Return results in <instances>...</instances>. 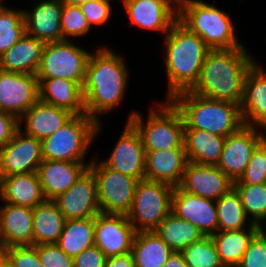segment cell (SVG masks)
<instances>
[{
    "label": "cell",
    "instance_id": "cell-33",
    "mask_svg": "<svg viewBox=\"0 0 266 267\" xmlns=\"http://www.w3.org/2000/svg\"><path fill=\"white\" fill-rule=\"evenodd\" d=\"M95 217L66 220L56 243L68 256L74 258L79 253L94 246Z\"/></svg>",
    "mask_w": 266,
    "mask_h": 267
},
{
    "label": "cell",
    "instance_id": "cell-18",
    "mask_svg": "<svg viewBox=\"0 0 266 267\" xmlns=\"http://www.w3.org/2000/svg\"><path fill=\"white\" fill-rule=\"evenodd\" d=\"M178 187L189 194L215 201L233 187V181L218 166L187 162Z\"/></svg>",
    "mask_w": 266,
    "mask_h": 267
},
{
    "label": "cell",
    "instance_id": "cell-35",
    "mask_svg": "<svg viewBox=\"0 0 266 267\" xmlns=\"http://www.w3.org/2000/svg\"><path fill=\"white\" fill-rule=\"evenodd\" d=\"M218 231L245 229L247 215L238 192L232 187L226 194L215 200Z\"/></svg>",
    "mask_w": 266,
    "mask_h": 267
},
{
    "label": "cell",
    "instance_id": "cell-28",
    "mask_svg": "<svg viewBox=\"0 0 266 267\" xmlns=\"http://www.w3.org/2000/svg\"><path fill=\"white\" fill-rule=\"evenodd\" d=\"M45 44L26 34L0 57V69L36 75Z\"/></svg>",
    "mask_w": 266,
    "mask_h": 267
},
{
    "label": "cell",
    "instance_id": "cell-34",
    "mask_svg": "<svg viewBox=\"0 0 266 267\" xmlns=\"http://www.w3.org/2000/svg\"><path fill=\"white\" fill-rule=\"evenodd\" d=\"M155 231L176 252H181L190 244L204 237L202 232L191 222L175 216L172 212L164 218Z\"/></svg>",
    "mask_w": 266,
    "mask_h": 267
},
{
    "label": "cell",
    "instance_id": "cell-50",
    "mask_svg": "<svg viewBox=\"0 0 266 267\" xmlns=\"http://www.w3.org/2000/svg\"><path fill=\"white\" fill-rule=\"evenodd\" d=\"M262 129L264 130V133L262 131V141L266 144V127Z\"/></svg>",
    "mask_w": 266,
    "mask_h": 267
},
{
    "label": "cell",
    "instance_id": "cell-20",
    "mask_svg": "<svg viewBox=\"0 0 266 267\" xmlns=\"http://www.w3.org/2000/svg\"><path fill=\"white\" fill-rule=\"evenodd\" d=\"M90 162L43 160L37 174L45 199L54 200L66 192L89 168Z\"/></svg>",
    "mask_w": 266,
    "mask_h": 267
},
{
    "label": "cell",
    "instance_id": "cell-31",
    "mask_svg": "<svg viewBox=\"0 0 266 267\" xmlns=\"http://www.w3.org/2000/svg\"><path fill=\"white\" fill-rule=\"evenodd\" d=\"M66 219L53 200L33 208V245L57 243Z\"/></svg>",
    "mask_w": 266,
    "mask_h": 267
},
{
    "label": "cell",
    "instance_id": "cell-11",
    "mask_svg": "<svg viewBox=\"0 0 266 267\" xmlns=\"http://www.w3.org/2000/svg\"><path fill=\"white\" fill-rule=\"evenodd\" d=\"M42 161L41 141L19 129L0 148V177L35 172Z\"/></svg>",
    "mask_w": 266,
    "mask_h": 267
},
{
    "label": "cell",
    "instance_id": "cell-14",
    "mask_svg": "<svg viewBox=\"0 0 266 267\" xmlns=\"http://www.w3.org/2000/svg\"><path fill=\"white\" fill-rule=\"evenodd\" d=\"M136 230L125 215L95 216L94 245L108 257L131 252Z\"/></svg>",
    "mask_w": 266,
    "mask_h": 267
},
{
    "label": "cell",
    "instance_id": "cell-23",
    "mask_svg": "<svg viewBox=\"0 0 266 267\" xmlns=\"http://www.w3.org/2000/svg\"><path fill=\"white\" fill-rule=\"evenodd\" d=\"M60 0H41L31 11H25L26 34L45 43L62 41Z\"/></svg>",
    "mask_w": 266,
    "mask_h": 267
},
{
    "label": "cell",
    "instance_id": "cell-22",
    "mask_svg": "<svg viewBox=\"0 0 266 267\" xmlns=\"http://www.w3.org/2000/svg\"><path fill=\"white\" fill-rule=\"evenodd\" d=\"M0 245H33V208L6 202L0 207Z\"/></svg>",
    "mask_w": 266,
    "mask_h": 267
},
{
    "label": "cell",
    "instance_id": "cell-48",
    "mask_svg": "<svg viewBox=\"0 0 266 267\" xmlns=\"http://www.w3.org/2000/svg\"><path fill=\"white\" fill-rule=\"evenodd\" d=\"M162 267H188L181 252L174 251Z\"/></svg>",
    "mask_w": 266,
    "mask_h": 267
},
{
    "label": "cell",
    "instance_id": "cell-9",
    "mask_svg": "<svg viewBox=\"0 0 266 267\" xmlns=\"http://www.w3.org/2000/svg\"><path fill=\"white\" fill-rule=\"evenodd\" d=\"M90 53L71 40L46 43L36 77L67 79L82 87Z\"/></svg>",
    "mask_w": 266,
    "mask_h": 267
},
{
    "label": "cell",
    "instance_id": "cell-1",
    "mask_svg": "<svg viewBox=\"0 0 266 267\" xmlns=\"http://www.w3.org/2000/svg\"><path fill=\"white\" fill-rule=\"evenodd\" d=\"M124 60L105 46L90 53L82 94L86 115L97 122L99 114L111 112L124 98L129 77Z\"/></svg>",
    "mask_w": 266,
    "mask_h": 267
},
{
    "label": "cell",
    "instance_id": "cell-6",
    "mask_svg": "<svg viewBox=\"0 0 266 267\" xmlns=\"http://www.w3.org/2000/svg\"><path fill=\"white\" fill-rule=\"evenodd\" d=\"M126 121L139 132L145 151L185 148L184 119L171 100L150 109L146 123L139 111H132Z\"/></svg>",
    "mask_w": 266,
    "mask_h": 267
},
{
    "label": "cell",
    "instance_id": "cell-8",
    "mask_svg": "<svg viewBox=\"0 0 266 267\" xmlns=\"http://www.w3.org/2000/svg\"><path fill=\"white\" fill-rule=\"evenodd\" d=\"M174 187L147 179L136 185L128 220L136 232L155 231L171 213Z\"/></svg>",
    "mask_w": 266,
    "mask_h": 267
},
{
    "label": "cell",
    "instance_id": "cell-2",
    "mask_svg": "<svg viewBox=\"0 0 266 267\" xmlns=\"http://www.w3.org/2000/svg\"><path fill=\"white\" fill-rule=\"evenodd\" d=\"M255 63L246 46L210 50L201 67L199 79L190 92L240 106L247 73Z\"/></svg>",
    "mask_w": 266,
    "mask_h": 267
},
{
    "label": "cell",
    "instance_id": "cell-4",
    "mask_svg": "<svg viewBox=\"0 0 266 267\" xmlns=\"http://www.w3.org/2000/svg\"><path fill=\"white\" fill-rule=\"evenodd\" d=\"M171 101L181 112L184 129H201L227 137L243 125L240 106L184 91Z\"/></svg>",
    "mask_w": 266,
    "mask_h": 267
},
{
    "label": "cell",
    "instance_id": "cell-19",
    "mask_svg": "<svg viewBox=\"0 0 266 267\" xmlns=\"http://www.w3.org/2000/svg\"><path fill=\"white\" fill-rule=\"evenodd\" d=\"M171 212L196 226L204 236L218 231L216 203L174 187Z\"/></svg>",
    "mask_w": 266,
    "mask_h": 267
},
{
    "label": "cell",
    "instance_id": "cell-17",
    "mask_svg": "<svg viewBox=\"0 0 266 267\" xmlns=\"http://www.w3.org/2000/svg\"><path fill=\"white\" fill-rule=\"evenodd\" d=\"M122 3L133 25L163 32L164 36L178 20V4L173 0H129Z\"/></svg>",
    "mask_w": 266,
    "mask_h": 267
},
{
    "label": "cell",
    "instance_id": "cell-43",
    "mask_svg": "<svg viewBox=\"0 0 266 267\" xmlns=\"http://www.w3.org/2000/svg\"><path fill=\"white\" fill-rule=\"evenodd\" d=\"M42 267H73V258L56 243L35 245Z\"/></svg>",
    "mask_w": 266,
    "mask_h": 267
},
{
    "label": "cell",
    "instance_id": "cell-36",
    "mask_svg": "<svg viewBox=\"0 0 266 267\" xmlns=\"http://www.w3.org/2000/svg\"><path fill=\"white\" fill-rule=\"evenodd\" d=\"M26 35L24 10L0 5V57Z\"/></svg>",
    "mask_w": 266,
    "mask_h": 267
},
{
    "label": "cell",
    "instance_id": "cell-29",
    "mask_svg": "<svg viewBox=\"0 0 266 267\" xmlns=\"http://www.w3.org/2000/svg\"><path fill=\"white\" fill-rule=\"evenodd\" d=\"M225 137L201 129H184V145L188 162L217 166Z\"/></svg>",
    "mask_w": 266,
    "mask_h": 267
},
{
    "label": "cell",
    "instance_id": "cell-46",
    "mask_svg": "<svg viewBox=\"0 0 266 267\" xmlns=\"http://www.w3.org/2000/svg\"><path fill=\"white\" fill-rule=\"evenodd\" d=\"M19 130V119L0 110V148L6 145Z\"/></svg>",
    "mask_w": 266,
    "mask_h": 267
},
{
    "label": "cell",
    "instance_id": "cell-38",
    "mask_svg": "<svg viewBox=\"0 0 266 267\" xmlns=\"http://www.w3.org/2000/svg\"><path fill=\"white\" fill-rule=\"evenodd\" d=\"M181 253L188 267H224L211 236H204Z\"/></svg>",
    "mask_w": 266,
    "mask_h": 267
},
{
    "label": "cell",
    "instance_id": "cell-45",
    "mask_svg": "<svg viewBox=\"0 0 266 267\" xmlns=\"http://www.w3.org/2000/svg\"><path fill=\"white\" fill-rule=\"evenodd\" d=\"M106 258L105 254L94 245L73 258V267H105Z\"/></svg>",
    "mask_w": 266,
    "mask_h": 267
},
{
    "label": "cell",
    "instance_id": "cell-52",
    "mask_svg": "<svg viewBox=\"0 0 266 267\" xmlns=\"http://www.w3.org/2000/svg\"><path fill=\"white\" fill-rule=\"evenodd\" d=\"M0 267H10L9 265H7L4 261H2L0 263Z\"/></svg>",
    "mask_w": 266,
    "mask_h": 267
},
{
    "label": "cell",
    "instance_id": "cell-26",
    "mask_svg": "<svg viewBox=\"0 0 266 267\" xmlns=\"http://www.w3.org/2000/svg\"><path fill=\"white\" fill-rule=\"evenodd\" d=\"M0 199L29 208L44 202L37 171L0 177Z\"/></svg>",
    "mask_w": 266,
    "mask_h": 267
},
{
    "label": "cell",
    "instance_id": "cell-3",
    "mask_svg": "<svg viewBox=\"0 0 266 267\" xmlns=\"http://www.w3.org/2000/svg\"><path fill=\"white\" fill-rule=\"evenodd\" d=\"M165 67L168 79L167 100L190 91L197 83L201 67L210 49L197 34L178 20L165 35Z\"/></svg>",
    "mask_w": 266,
    "mask_h": 267
},
{
    "label": "cell",
    "instance_id": "cell-37",
    "mask_svg": "<svg viewBox=\"0 0 266 267\" xmlns=\"http://www.w3.org/2000/svg\"><path fill=\"white\" fill-rule=\"evenodd\" d=\"M238 192L247 217L253 224L263 227L266 221V183L261 184H233Z\"/></svg>",
    "mask_w": 266,
    "mask_h": 267
},
{
    "label": "cell",
    "instance_id": "cell-30",
    "mask_svg": "<svg viewBox=\"0 0 266 267\" xmlns=\"http://www.w3.org/2000/svg\"><path fill=\"white\" fill-rule=\"evenodd\" d=\"M261 229L260 226L250 221L245 229L217 231L211 235L223 266L236 267L247 250L250 241Z\"/></svg>",
    "mask_w": 266,
    "mask_h": 267
},
{
    "label": "cell",
    "instance_id": "cell-41",
    "mask_svg": "<svg viewBox=\"0 0 266 267\" xmlns=\"http://www.w3.org/2000/svg\"><path fill=\"white\" fill-rule=\"evenodd\" d=\"M3 261L10 267H42L35 245L5 248L3 249Z\"/></svg>",
    "mask_w": 266,
    "mask_h": 267
},
{
    "label": "cell",
    "instance_id": "cell-13",
    "mask_svg": "<svg viewBox=\"0 0 266 267\" xmlns=\"http://www.w3.org/2000/svg\"><path fill=\"white\" fill-rule=\"evenodd\" d=\"M66 220L95 217L100 213L97 183L88 168L64 193L53 200Z\"/></svg>",
    "mask_w": 266,
    "mask_h": 267
},
{
    "label": "cell",
    "instance_id": "cell-10",
    "mask_svg": "<svg viewBox=\"0 0 266 267\" xmlns=\"http://www.w3.org/2000/svg\"><path fill=\"white\" fill-rule=\"evenodd\" d=\"M96 161L91 158L89 169L96 178L100 212L127 216L139 180L107 167L102 161Z\"/></svg>",
    "mask_w": 266,
    "mask_h": 267
},
{
    "label": "cell",
    "instance_id": "cell-51",
    "mask_svg": "<svg viewBox=\"0 0 266 267\" xmlns=\"http://www.w3.org/2000/svg\"><path fill=\"white\" fill-rule=\"evenodd\" d=\"M3 261V248L0 245V263Z\"/></svg>",
    "mask_w": 266,
    "mask_h": 267
},
{
    "label": "cell",
    "instance_id": "cell-53",
    "mask_svg": "<svg viewBox=\"0 0 266 267\" xmlns=\"http://www.w3.org/2000/svg\"><path fill=\"white\" fill-rule=\"evenodd\" d=\"M176 4H179L181 3L182 1H185V0H173Z\"/></svg>",
    "mask_w": 266,
    "mask_h": 267
},
{
    "label": "cell",
    "instance_id": "cell-42",
    "mask_svg": "<svg viewBox=\"0 0 266 267\" xmlns=\"http://www.w3.org/2000/svg\"><path fill=\"white\" fill-rule=\"evenodd\" d=\"M236 267H266V230L264 228L250 241Z\"/></svg>",
    "mask_w": 266,
    "mask_h": 267
},
{
    "label": "cell",
    "instance_id": "cell-12",
    "mask_svg": "<svg viewBox=\"0 0 266 267\" xmlns=\"http://www.w3.org/2000/svg\"><path fill=\"white\" fill-rule=\"evenodd\" d=\"M146 151L139 132L126 121L110 156L101 160L107 167L138 180L145 179Z\"/></svg>",
    "mask_w": 266,
    "mask_h": 267
},
{
    "label": "cell",
    "instance_id": "cell-47",
    "mask_svg": "<svg viewBox=\"0 0 266 267\" xmlns=\"http://www.w3.org/2000/svg\"><path fill=\"white\" fill-rule=\"evenodd\" d=\"M105 267H135L131 252L106 258Z\"/></svg>",
    "mask_w": 266,
    "mask_h": 267
},
{
    "label": "cell",
    "instance_id": "cell-27",
    "mask_svg": "<svg viewBox=\"0 0 266 267\" xmlns=\"http://www.w3.org/2000/svg\"><path fill=\"white\" fill-rule=\"evenodd\" d=\"M39 100L66 109L74 115L86 114L82 87L60 78L38 79Z\"/></svg>",
    "mask_w": 266,
    "mask_h": 267
},
{
    "label": "cell",
    "instance_id": "cell-39",
    "mask_svg": "<svg viewBox=\"0 0 266 267\" xmlns=\"http://www.w3.org/2000/svg\"><path fill=\"white\" fill-rule=\"evenodd\" d=\"M60 26L62 31V41L71 40L70 37H82L89 33L91 27L87 18L82 14L80 6H62Z\"/></svg>",
    "mask_w": 266,
    "mask_h": 267
},
{
    "label": "cell",
    "instance_id": "cell-32",
    "mask_svg": "<svg viewBox=\"0 0 266 267\" xmlns=\"http://www.w3.org/2000/svg\"><path fill=\"white\" fill-rule=\"evenodd\" d=\"M173 252L156 231L136 232L131 249L135 267H162Z\"/></svg>",
    "mask_w": 266,
    "mask_h": 267
},
{
    "label": "cell",
    "instance_id": "cell-21",
    "mask_svg": "<svg viewBox=\"0 0 266 267\" xmlns=\"http://www.w3.org/2000/svg\"><path fill=\"white\" fill-rule=\"evenodd\" d=\"M240 111L244 125L266 127V71L258 63L247 73Z\"/></svg>",
    "mask_w": 266,
    "mask_h": 267
},
{
    "label": "cell",
    "instance_id": "cell-16",
    "mask_svg": "<svg viewBox=\"0 0 266 267\" xmlns=\"http://www.w3.org/2000/svg\"><path fill=\"white\" fill-rule=\"evenodd\" d=\"M261 131L263 130L258 127L243 125L237 132L225 138L221 159L217 166L233 182L241 177L253 151L262 142Z\"/></svg>",
    "mask_w": 266,
    "mask_h": 267
},
{
    "label": "cell",
    "instance_id": "cell-5",
    "mask_svg": "<svg viewBox=\"0 0 266 267\" xmlns=\"http://www.w3.org/2000/svg\"><path fill=\"white\" fill-rule=\"evenodd\" d=\"M178 21L197 34L210 50L243 48L235 35L230 16L218 7L201 0H185L178 4Z\"/></svg>",
    "mask_w": 266,
    "mask_h": 267
},
{
    "label": "cell",
    "instance_id": "cell-44",
    "mask_svg": "<svg viewBox=\"0 0 266 267\" xmlns=\"http://www.w3.org/2000/svg\"><path fill=\"white\" fill-rule=\"evenodd\" d=\"M110 1H89L81 4L82 14L87 18L90 27L94 25H103L107 23L111 16Z\"/></svg>",
    "mask_w": 266,
    "mask_h": 267
},
{
    "label": "cell",
    "instance_id": "cell-49",
    "mask_svg": "<svg viewBox=\"0 0 266 267\" xmlns=\"http://www.w3.org/2000/svg\"><path fill=\"white\" fill-rule=\"evenodd\" d=\"M62 4L65 5H76L80 6L81 4L87 3L89 1H110V0H60Z\"/></svg>",
    "mask_w": 266,
    "mask_h": 267
},
{
    "label": "cell",
    "instance_id": "cell-15",
    "mask_svg": "<svg viewBox=\"0 0 266 267\" xmlns=\"http://www.w3.org/2000/svg\"><path fill=\"white\" fill-rule=\"evenodd\" d=\"M39 100L38 79L0 69V110L18 119Z\"/></svg>",
    "mask_w": 266,
    "mask_h": 267
},
{
    "label": "cell",
    "instance_id": "cell-24",
    "mask_svg": "<svg viewBox=\"0 0 266 267\" xmlns=\"http://www.w3.org/2000/svg\"><path fill=\"white\" fill-rule=\"evenodd\" d=\"M74 116L70 111L38 100L20 118L19 129L40 141L46 139ZM24 121V130L21 125ZM22 123V124H21Z\"/></svg>",
    "mask_w": 266,
    "mask_h": 267
},
{
    "label": "cell",
    "instance_id": "cell-40",
    "mask_svg": "<svg viewBox=\"0 0 266 267\" xmlns=\"http://www.w3.org/2000/svg\"><path fill=\"white\" fill-rule=\"evenodd\" d=\"M266 183V144L262 141L253 151L241 177L233 184Z\"/></svg>",
    "mask_w": 266,
    "mask_h": 267
},
{
    "label": "cell",
    "instance_id": "cell-25",
    "mask_svg": "<svg viewBox=\"0 0 266 267\" xmlns=\"http://www.w3.org/2000/svg\"><path fill=\"white\" fill-rule=\"evenodd\" d=\"M187 162L185 148L146 151L145 179L178 187Z\"/></svg>",
    "mask_w": 266,
    "mask_h": 267
},
{
    "label": "cell",
    "instance_id": "cell-7",
    "mask_svg": "<svg viewBox=\"0 0 266 267\" xmlns=\"http://www.w3.org/2000/svg\"><path fill=\"white\" fill-rule=\"evenodd\" d=\"M101 122L86 114L74 115L60 129L41 141L43 160L85 162L88 148L101 131Z\"/></svg>",
    "mask_w": 266,
    "mask_h": 267
}]
</instances>
